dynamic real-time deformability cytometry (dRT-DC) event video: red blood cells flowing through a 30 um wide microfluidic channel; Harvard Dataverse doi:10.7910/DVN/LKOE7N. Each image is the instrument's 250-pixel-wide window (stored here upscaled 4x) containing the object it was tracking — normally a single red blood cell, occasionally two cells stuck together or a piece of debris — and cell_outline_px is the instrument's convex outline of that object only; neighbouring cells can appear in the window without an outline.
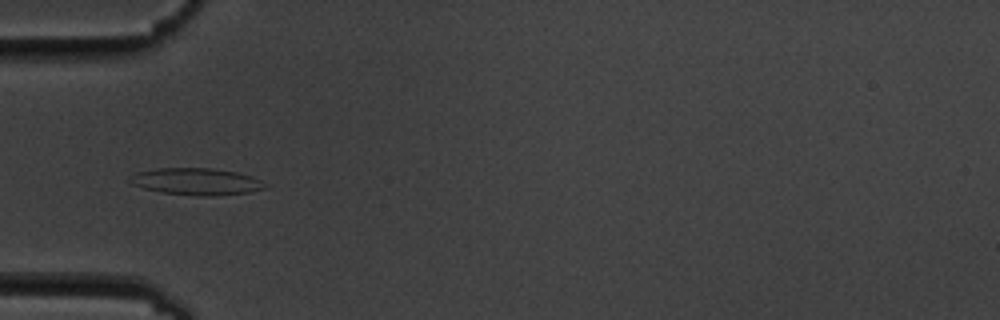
{"species": "common noctule bat (a hibernating species)", "species_latin": "Nyctalus noctula", "temperature_condition": "cold", "stored_images_in_passage": 5, "camera_frame_rate_fps": 3000, "um_per_image_px": 0.085, "animal": {"sex": "male", "body_mass_g": 19.5, "forearm_length_mm": 54.6}, "frame": {"image": 1, "passage_image": 5, "time_ms": 4.667, "image_size_px": [1000, 320], "cell_outline_px": [[268, 188], [248, 192], [216, 196], [200, 196], [164, 192], [144, 188], [132, 184], [128, 180], [128, 176], [136, 172], [156, 168], [212, 168], [236, 172], [252, 176], [268, 184]], "centroid_in_image_um": [16.7, 15.42], "position_along_channel_um": 68.3, "area_um2": 21.27}}